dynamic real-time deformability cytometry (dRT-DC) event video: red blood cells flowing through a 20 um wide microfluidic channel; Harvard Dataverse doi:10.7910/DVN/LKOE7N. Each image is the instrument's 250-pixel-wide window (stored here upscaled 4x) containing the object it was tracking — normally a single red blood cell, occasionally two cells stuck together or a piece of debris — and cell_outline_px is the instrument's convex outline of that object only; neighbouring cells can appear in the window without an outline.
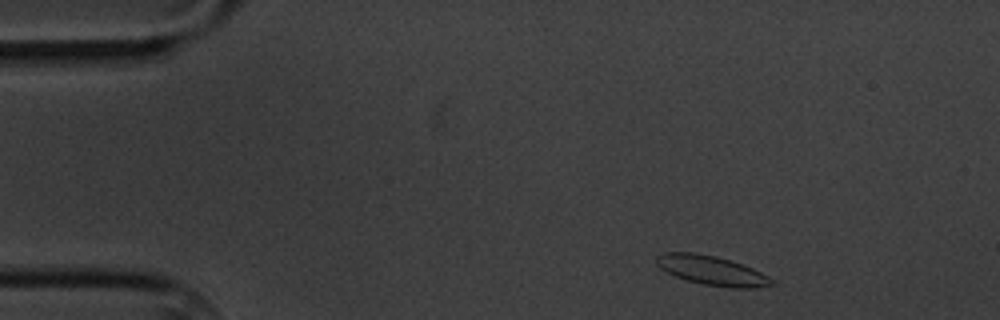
{"species": "common noctule bat (a hibernating species)", "species_latin": "Nyctalus noctula", "temperature_condition": "cold", "stored_images_in_passage": 4, "camera_frame_rate_fps": 3000, "um_per_image_px": 0.085, "animal": {"sex": "male", "body_mass_g": 20.1, "forearm_length_mm": 53.5}, "frame": {"image": 1, "passage_image": 1, "time_ms": 0.0, "image_size_px": [1000, 320], "cell_outline_px": [[776, 284], [756, 288], [728, 288], [704, 284], [688, 280], [676, 276], [660, 268], [656, 264], [656, 256], [664, 252], [696, 252], [716, 256], [752, 268], [776, 280]], "centroid_in_image_um": [60.52, 22.99], "position_along_channel_um": 24.5, "area_um2": 19.71}}